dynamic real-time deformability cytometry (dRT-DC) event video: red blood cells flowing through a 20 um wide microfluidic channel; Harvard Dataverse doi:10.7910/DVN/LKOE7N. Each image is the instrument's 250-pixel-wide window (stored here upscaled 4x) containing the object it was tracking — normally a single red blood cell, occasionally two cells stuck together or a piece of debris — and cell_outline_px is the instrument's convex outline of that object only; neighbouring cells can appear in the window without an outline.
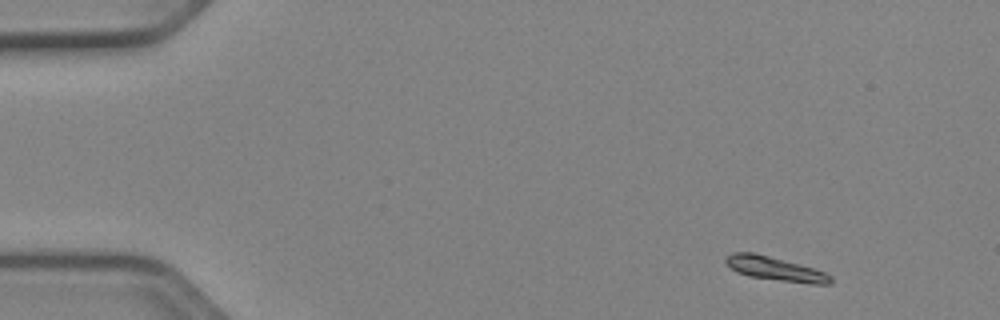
{"species": "Egyptian fruit bat (a non-hibernating species)", "species_latin": "Rousettus aegyptiacus", "temperature_condition": "cold", "stored_images_in_passage": 49, "camera_frame_rate_fps": 3000, "um_per_image_px": 0.085, "animal": {"sex": "female"}, "frame": {"image": 1, "passage_image": 2, "time_ms": 0.333, "image_size_px": [1000, 320], "cell_outline_px": [[832, 284], [812, 284], [748, 276], [736, 272], [724, 260], [732, 252], [752, 252], [768, 256], [812, 268], [824, 272], [832, 276]], "centroid_in_image_um": [65.89, 22.85], "position_along_channel_um": 19.1, "area_um2": 14.22}}
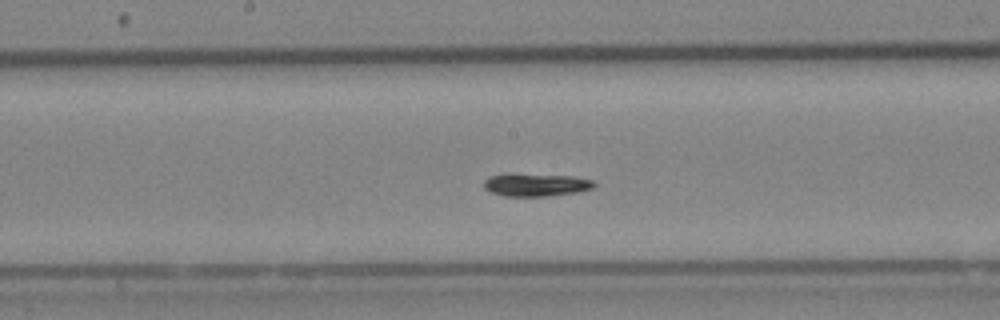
{"frame": {"image": 2, "passage_image": 24, "time_ms": 7.667, "image_size_px": [1000, 320], "cell_outline_px": [[596, 184], [592, 188], [576, 192], [548, 196], [504, 196], [492, 192], [484, 188], [484, 180], [488, 176], [508, 172], [512, 172], [572, 176], [592, 180]], "centroid_in_image_um": [45.49, 15.67], "position_along_channel_um": 202.7, "area_um2": 15.03}}
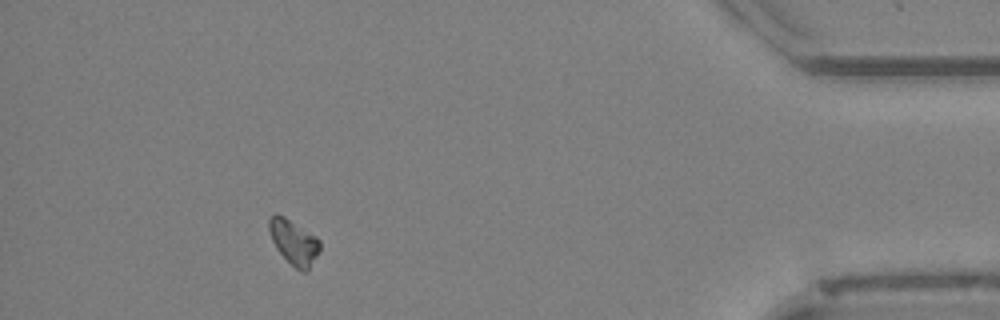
{"frame": {"image": 3, "passage_image": 44, "time_ms": 14.333, "image_size_px": [1000, 320], "cell_outline_px": [[320, 248], [316, 256], [308, 268], [304, 272], [296, 268], [276, 248], [272, 240], [268, 228], [268, 220], [276, 212], [284, 216], [316, 236], [320, 240]], "centroid_in_image_um": [24.96, 20.53], "position_along_channel_um": 410.2, "area_um2": 12.95}, "authors_computed_cell_mechanics": {"area_um2": 14.2188, "velocity_mm_per_s": 3.8973, "shape_relaxation_time_tau1_ms": 1.6673, "shape_relaxation_time_tau2_ms": null, "deformation_change_tau1": 0.0891, "deformation_change_tau2": null}}